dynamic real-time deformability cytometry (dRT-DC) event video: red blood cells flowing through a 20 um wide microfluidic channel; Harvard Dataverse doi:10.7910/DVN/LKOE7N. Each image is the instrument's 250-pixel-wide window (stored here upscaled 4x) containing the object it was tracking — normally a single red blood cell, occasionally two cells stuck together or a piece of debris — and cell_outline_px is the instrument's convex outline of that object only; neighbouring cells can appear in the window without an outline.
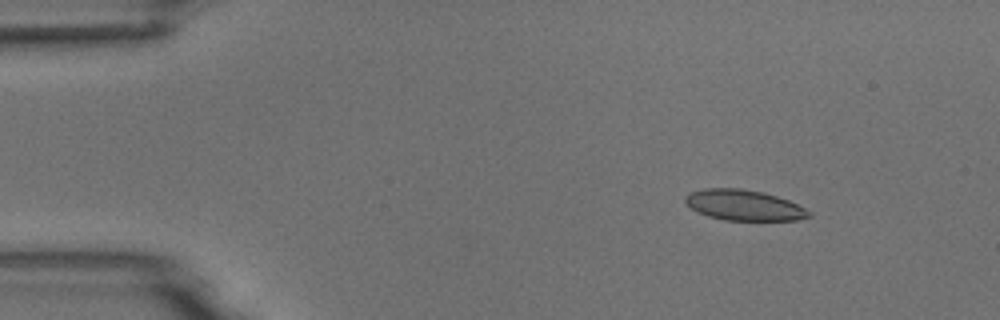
{"species": "common noctule bat (a hibernating species)", "species_latin": "Nyctalus noctula", "temperature_condition": "room temperature", "stored_images_in_passage": 4, "camera_frame_rate_fps": 3000, "um_per_image_px": 0.085, "animal": {"sex": "male", "body_mass_g": 18.8}, "frame": {"image": 1, "passage_image": 1, "time_ms": 0.0, "image_size_px": [1000, 320], "cell_outline_px": [[812, 216], [796, 220], [724, 220], [708, 216], [692, 208], [684, 200], [684, 196], [688, 192], [704, 188], [740, 188], [764, 192], [788, 200], [812, 212]], "centroid_in_image_um": [63.23, 17.43], "position_along_channel_um": 21.8, "area_um2": 22.02}}
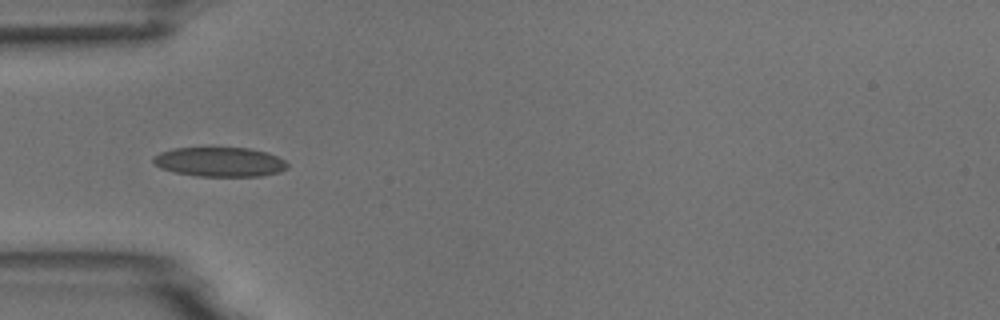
{"frame": {"image": 2, "passage_image": 4, "time_ms": 3.333, "image_size_px": [1000, 320], "cell_outline_px": [[288, 168], [280, 172], [260, 176], [196, 176], [176, 172], [160, 168], [152, 160], [152, 156], [160, 152], [172, 148], [248, 148], [268, 152], [284, 160], [288, 164]], "centroid_in_image_um": [18.68, 13.76], "position_along_channel_um": 66.3, "area_um2": 23.06}}